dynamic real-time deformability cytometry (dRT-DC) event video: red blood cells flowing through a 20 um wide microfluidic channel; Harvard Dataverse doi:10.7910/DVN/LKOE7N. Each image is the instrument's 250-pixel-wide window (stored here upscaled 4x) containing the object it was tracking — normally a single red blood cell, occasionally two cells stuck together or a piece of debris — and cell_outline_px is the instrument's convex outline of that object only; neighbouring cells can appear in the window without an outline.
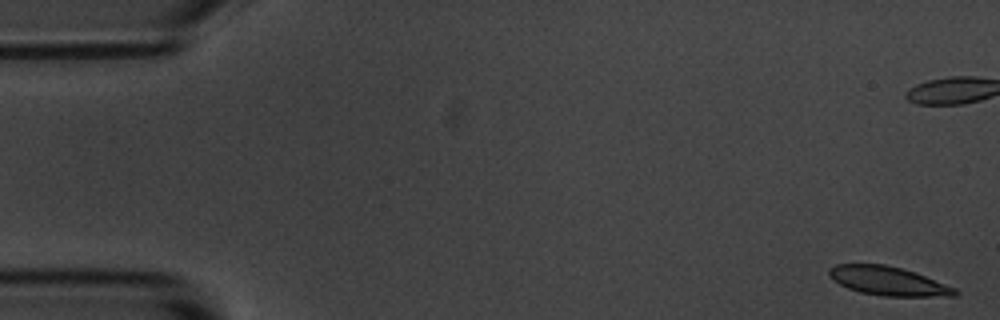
{"species": "common noctule bat (a hibernating species)", "species_latin": "Nyctalus noctula", "temperature_condition": "room temperature", "stored_images_in_passage": 6, "camera_frame_rate_fps": 3000, "um_per_image_px": 0.085, "animal": {"sex": "male", "body_mass_g": 20.1, "forearm_length_mm": 53.5}, "frame": {"image": 1, "passage_image": 1, "time_ms": 0.0, "image_size_px": [1000, 320], "cell_outline_px": [[960, 292], [956, 296], [884, 296], [860, 292], [848, 288], [840, 284], [828, 276], [828, 268], [836, 264], [884, 264], [916, 272], [956, 288]], "centroid_in_image_um": [75.5, 23.88], "position_along_channel_um": 9.5, "area_um2": 21.21}}
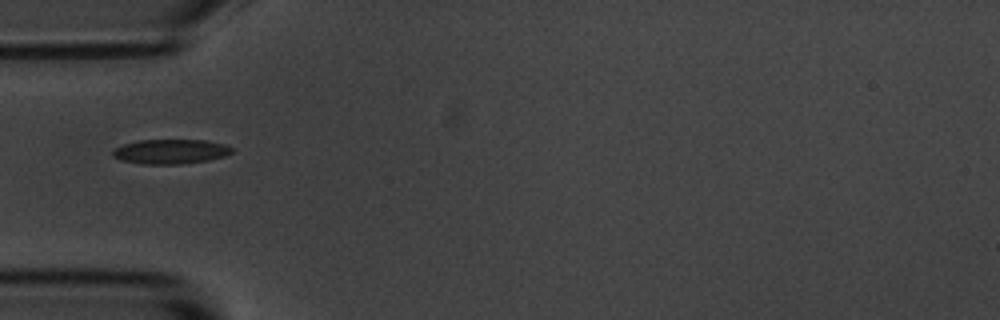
{"frame": {"image": 2, "passage_image": 6, "time_ms": 6.0, "image_size_px": [1000, 320], "cell_outline_px": [[232, 152], [224, 156], [208, 160], [184, 164], [140, 164], [120, 160], [112, 156], [112, 152], [116, 148], [124, 144], [140, 140], [204, 140], [224, 144], [232, 148]], "centroid_in_image_um": [14.48, 12.89], "position_along_channel_um": 70.5, "area_um2": 17.05}}